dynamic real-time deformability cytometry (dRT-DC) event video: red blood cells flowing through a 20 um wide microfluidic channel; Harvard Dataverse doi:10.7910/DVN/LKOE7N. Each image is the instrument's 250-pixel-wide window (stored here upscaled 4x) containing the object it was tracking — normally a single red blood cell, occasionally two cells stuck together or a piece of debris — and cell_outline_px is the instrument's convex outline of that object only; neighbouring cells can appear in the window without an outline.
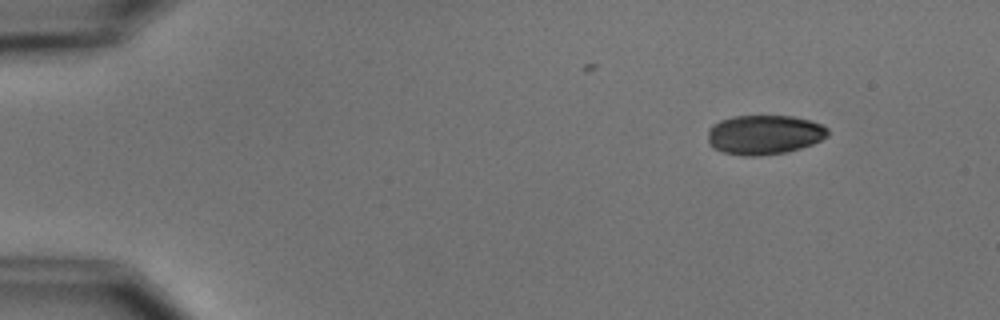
{"species": "common noctule bat (a hibernating species)", "species_latin": "Nyctalus noctula", "temperature_condition": "cold", "stored_images_in_passage": 3, "camera_frame_rate_fps": 3000, "um_per_image_px": 0.085, "animal": {"sex": "male", "body_mass_g": 15.6}, "frame": {"image": 1, "passage_image": 1, "time_ms": 0.0, "image_size_px": [1000, 320], "cell_outline_px": [[828, 136], [812, 144], [800, 148], [784, 152], [760, 156], [744, 156], [724, 152], [712, 148], [708, 144], [708, 128], [712, 124], [720, 120], [732, 116], [792, 116], [808, 120], [820, 124], [828, 128]], "centroid_in_image_um": [64.91, 11.45], "position_along_channel_um": 20.1, "area_um2": 27.69}}